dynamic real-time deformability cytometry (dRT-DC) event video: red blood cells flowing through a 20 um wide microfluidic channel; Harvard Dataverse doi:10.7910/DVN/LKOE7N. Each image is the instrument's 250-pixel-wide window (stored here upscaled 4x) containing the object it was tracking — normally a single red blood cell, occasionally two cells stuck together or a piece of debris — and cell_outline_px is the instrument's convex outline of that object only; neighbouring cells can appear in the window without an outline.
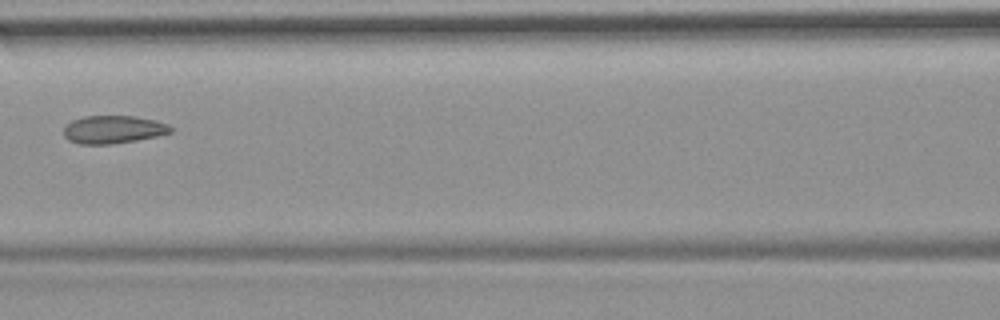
{"species": "common noctule bat (a hibernating species)", "species_latin": "Nyctalus noctula", "temperature_condition": "room temperature", "stored_images_in_passage": 9, "camera_frame_rate_fps": 3000, "um_per_image_px": 0.085, "animal": {"sex": "female", "body_mass_g": 19.9}, "frame": {"image": 1, "passage_image": 6, "time_ms": 6.667, "image_size_px": [1000, 320], "cell_outline_px": [[172, 132], [156, 136], [136, 140], [112, 144], [80, 144], [68, 140], [64, 136], [64, 128], [72, 120], [84, 116], [136, 116], [156, 120], [168, 124], [172, 128]], "centroid_in_image_um": [9.63, 11.0], "position_along_channel_um": 157.0, "area_um2": 17.4}}
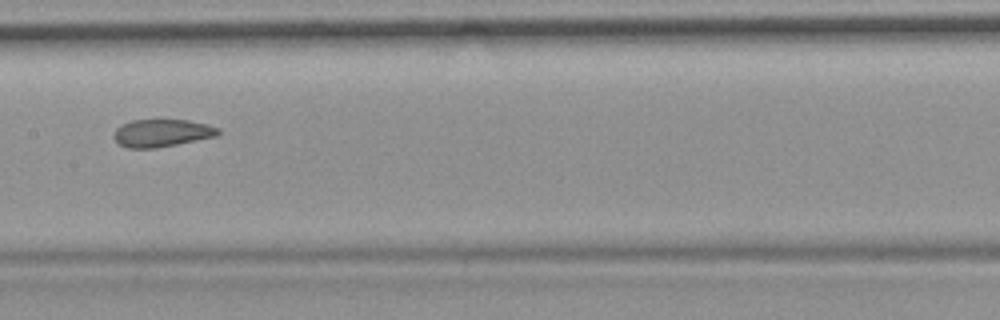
{"frame": {"image": 2, "passage_image": 7, "time_ms": 7.667, "image_size_px": [1000, 320], "cell_outline_px": [[220, 132], [216, 136], [156, 148], [128, 148], [120, 144], [112, 136], [116, 128], [120, 124], [132, 120], [188, 120], [208, 124], [220, 128]], "centroid_in_image_um": [13.74, 11.3], "position_along_channel_um": 193.7, "area_um2": 16.76}}